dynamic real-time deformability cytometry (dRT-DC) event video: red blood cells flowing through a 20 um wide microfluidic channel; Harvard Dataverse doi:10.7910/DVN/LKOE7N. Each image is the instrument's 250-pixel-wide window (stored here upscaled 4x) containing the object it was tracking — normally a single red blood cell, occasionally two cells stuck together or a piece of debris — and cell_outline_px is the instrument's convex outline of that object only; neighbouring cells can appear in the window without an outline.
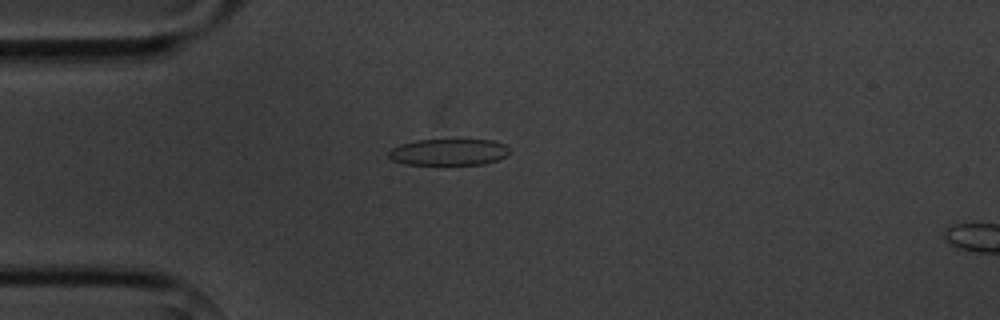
{"species": "common noctule bat (a hibernating species)", "species_latin": "Nyctalus noctula", "temperature_condition": "cold", "stored_images_in_passage": 12, "camera_frame_rate_fps": 3000, "um_per_image_px": 0.085, "animal": {"sex": "male", "body_mass_g": 20.1, "forearm_length_mm": 53.5}, "frame": {"image": 1, "passage_image": 2, "time_ms": 2.333, "image_size_px": [1000, 320], "cell_outline_px": [[508, 152], [500, 160], [480, 164], [404, 164], [392, 160], [388, 156], [388, 152], [392, 148], [400, 144], [416, 140], [492, 140], [504, 144], [508, 148]], "centroid_in_image_um": [38.11, 12.92], "position_along_channel_um": 46.9, "area_um2": 18.5}}
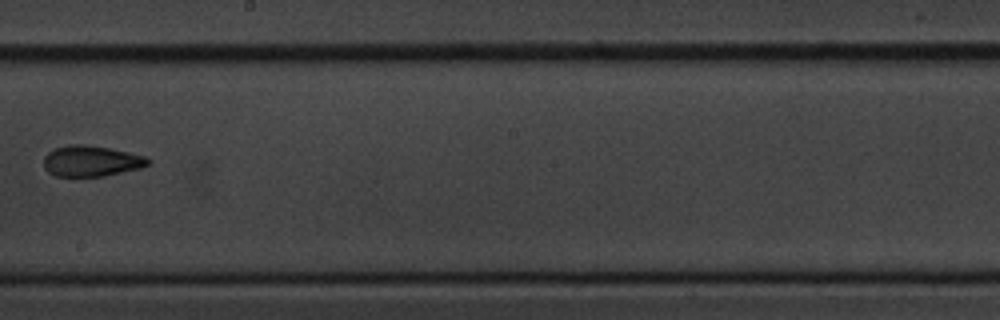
{"frame": {"image": 2, "passage_image": 7, "time_ms": 8.0, "image_size_px": [1000, 320], "cell_outline_px": [[152, 160], [148, 164], [140, 168], [104, 176], [56, 176], [48, 172], [44, 168], [44, 156], [48, 152], [56, 148], [72, 144], [84, 144], [108, 148], [128, 152], [144, 156]], "centroid_in_image_um": [7.74, 13.69], "position_along_channel_um": 240.5, "area_um2": 18.61}}
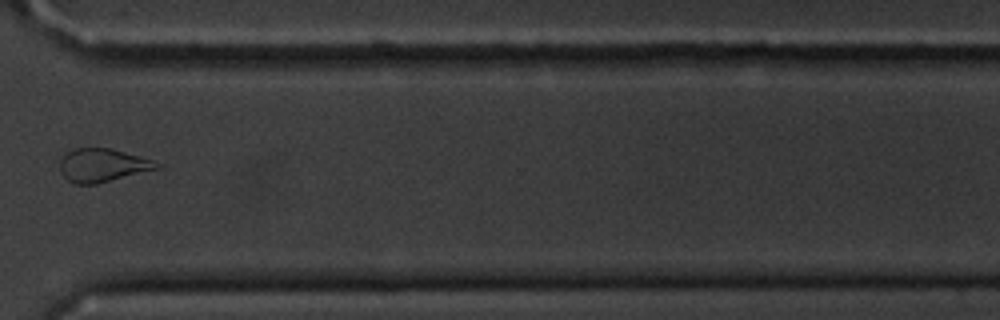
{"frame": {"image": 3, "passage_image": 10, "time_ms": 11.333, "image_size_px": [1000, 320], "cell_outline_px": [[160, 168], [96, 184], [76, 184], [68, 180], [60, 172], [60, 160], [72, 148], [108, 148], [140, 156], [152, 160], [160, 164]], "centroid_in_image_um": [8.7, 14.05], "position_along_channel_um": 361.9, "area_um2": 18.61}, "authors_computed_cell_mechanics": {"area_um2": 19.1896, "velocity_mm_per_s": 3.6473, "shape_relaxation_time_tau1_ms": null, "shape_relaxation_time_tau2_ms": 2.6161, "deformation_change_tau1": null, "deformation_change_tau2": 0.0793}}